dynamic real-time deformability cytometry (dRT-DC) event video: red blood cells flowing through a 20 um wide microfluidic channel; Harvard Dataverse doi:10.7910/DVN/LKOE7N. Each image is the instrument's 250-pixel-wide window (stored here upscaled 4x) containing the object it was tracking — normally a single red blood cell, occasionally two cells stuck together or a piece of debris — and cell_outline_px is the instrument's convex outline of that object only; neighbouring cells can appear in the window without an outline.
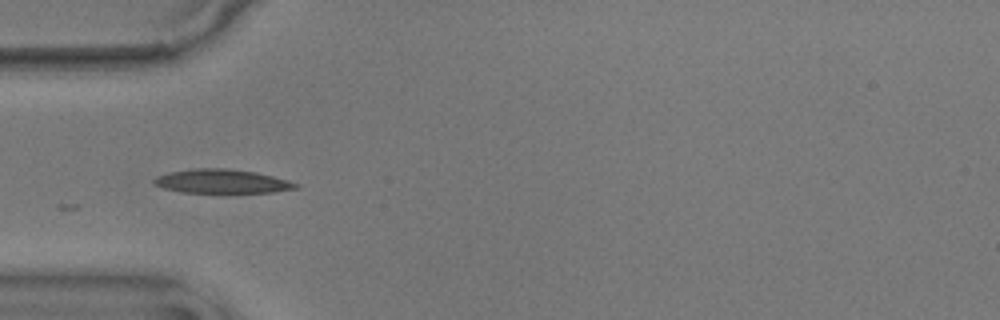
{"species": "common noctule bat (a hibernating species)", "species_latin": "Nyctalus noctula", "temperature_condition": "warm", "stored_images_in_passage": 17, "camera_frame_rate_fps": 3000, "um_per_image_px": 0.085, "animal": {"sex": "male", "body_mass_g": 17.9}, "frame": {"image": 1, "passage_image": 1, "time_ms": 0.0, "image_size_px": [1000, 320], "cell_outline_px": [[300, 188], [272, 192], [180, 192], [164, 188], [152, 184], [152, 180], [156, 176], [168, 172], [192, 168], [228, 168], [256, 172], [288, 180], [300, 184]], "centroid_in_image_um": [18.84, 15.4], "position_along_channel_um": 66.2, "area_um2": 19.88}}
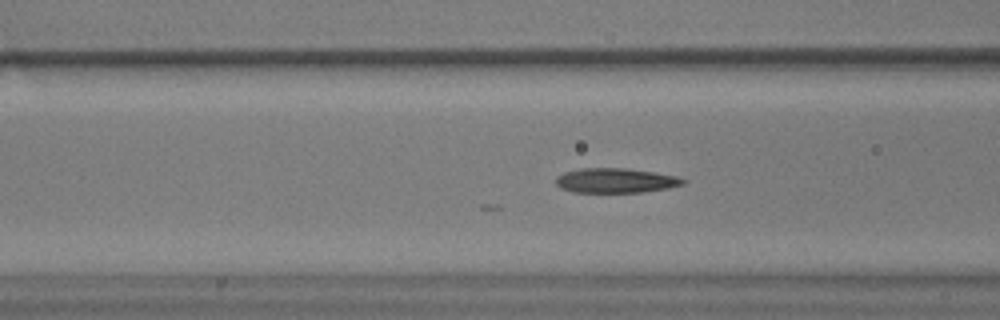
{"frame": {"image": 2, "passage_image": 5, "time_ms": 1.333, "image_size_px": [1000, 320], "cell_outline_px": [[688, 180], [684, 184], [668, 188], [640, 192], [572, 192], [560, 188], [556, 184], [556, 176], [564, 172], [580, 168], [624, 168], [652, 172], [676, 176]], "centroid_in_image_um": [52.3, 15.34], "position_along_channel_um": 114.3, "area_um2": 18.26}}